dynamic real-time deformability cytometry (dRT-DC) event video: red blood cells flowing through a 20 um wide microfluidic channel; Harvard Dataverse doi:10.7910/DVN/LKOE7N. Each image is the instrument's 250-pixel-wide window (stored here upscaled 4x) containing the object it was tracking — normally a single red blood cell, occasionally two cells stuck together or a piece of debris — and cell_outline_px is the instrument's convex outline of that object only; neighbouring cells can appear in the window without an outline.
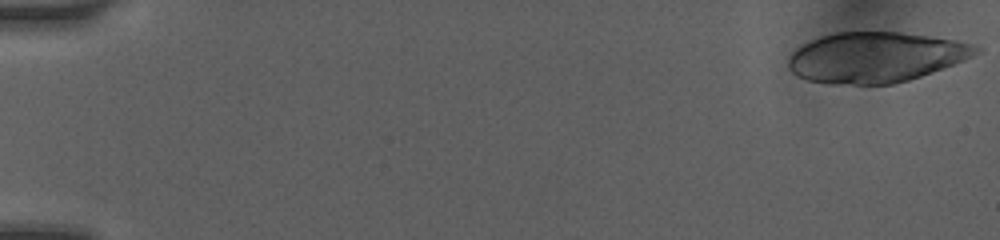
{"species": "human", "species_latin": "Homo sapiens", "temperature_condition": "room temperature", "stored_images_in_passage": 32, "camera_frame_rate_fps": 3000, "um_per_image_px": 0.085, "donor": {"sex": "female"}, "frame": {"image": 1, "passage_image": 1, "time_ms": 0.0, "image_size_px": [1000, 240], "cell_outline_px": [[984, 48], [980, 52], [964, 60], [920, 76], [908, 80], [892, 84], [828, 84], [804, 80], [796, 76], [788, 68], [788, 56], [796, 48], [820, 36], [836, 32], [900, 32], [956, 40], [972, 44]], "centroid_in_image_um": [74.39, 4.87], "position_along_channel_um": 10.6, "area_um2": 55.08}}
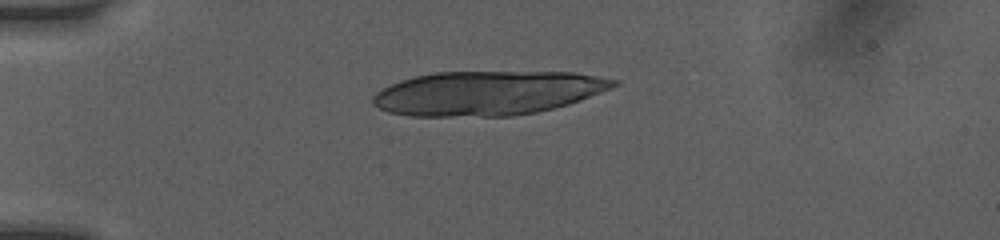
{"frame": {"image": 2, "passage_image": 26, "time_ms": 4.0, "image_size_px": [1000, 240], "cell_outline_px": [[620, 84], [612, 88], [580, 100], [568, 104], [536, 112], [512, 116], [408, 116], [388, 112], [372, 104], [372, 96], [380, 88], [400, 80], [416, 76], [436, 72], [576, 72], [620, 80]], "centroid_in_image_um": [41.43, 7.91], "position_along_channel_um": 43.6, "area_um2": 62.25}}